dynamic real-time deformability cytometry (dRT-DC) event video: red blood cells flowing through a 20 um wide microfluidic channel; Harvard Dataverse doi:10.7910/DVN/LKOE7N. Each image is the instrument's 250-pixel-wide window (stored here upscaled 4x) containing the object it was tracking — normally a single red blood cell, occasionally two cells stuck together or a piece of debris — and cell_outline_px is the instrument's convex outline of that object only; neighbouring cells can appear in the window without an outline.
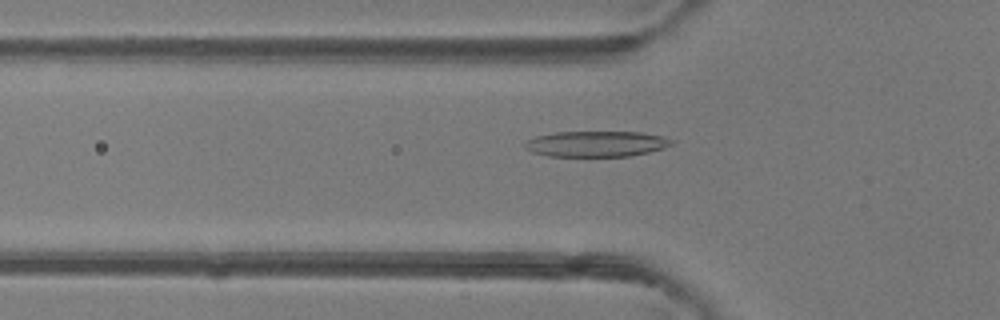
{"species": "common noctule bat (a hibernating species)", "species_latin": "Nyctalus noctula", "temperature_condition": "room temperature", "stored_images_in_passage": 40, "camera_frame_rate_fps": 3000, "um_per_image_px": 0.085, "animal": {"sex": "female"}, "frame": {"image": 1, "passage_image": 8, "time_ms": 2.333, "image_size_px": [1000, 320], "cell_outline_px": [[676, 140], [672, 144], [664, 148], [648, 152], [628, 156], [548, 156], [532, 152], [524, 148], [524, 144], [528, 140], [536, 136], [556, 132], [640, 132], [664, 136]], "centroid_in_image_um": [50.71, 12.22], "position_along_channel_um": 75.1, "area_um2": 22.02}}
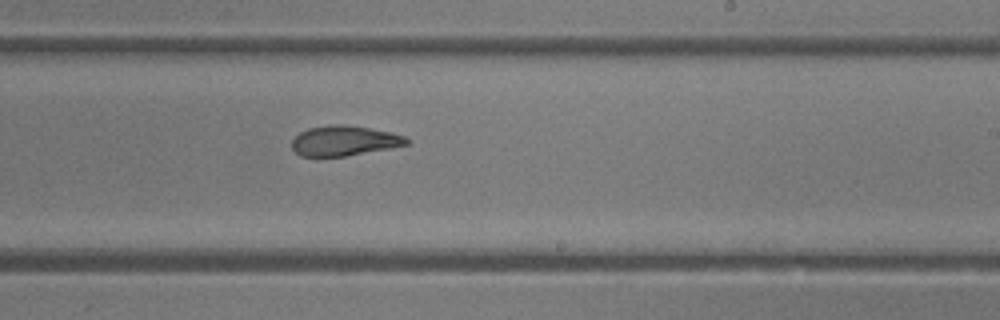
{"frame": {"image": 2, "passage_image": 21, "time_ms": 6.667, "image_size_px": [1000, 320], "cell_outline_px": [[408, 144], [388, 148], [344, 156], [300, 156], [292, 148], [292, 140], [300, 132], [308, 128], [332, 124], [344, 124], [392, 132], [404, 136], [408, 140]], "centroid_in_image_um": [29.23, 11.95], "position_along_channel_um": 259.8, "area_um2": 19.83}}
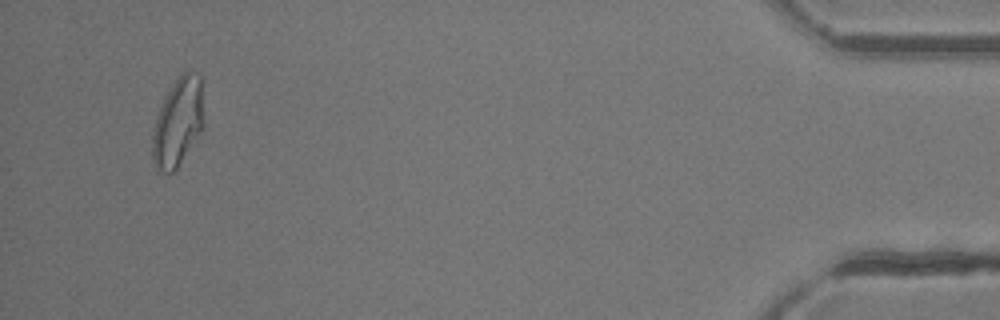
{"frame": {"image": 3, "passage_image": 38, "time_ms": 12.333, "image_size_px": [1000, 320], "cell_outline_px": [[204, 128], [176, 168], [172, 172], [156, 172], [152, 156], [152, 132], [156, 116], [168, 92], [176, 80], [184, 72], [188, 72], [200, 76], [204, 124]], "centroid_in_image_um": [15.11, 10.45], "position_along_channel_um": 420.1, "area_um2": 26.13}, "authors_computed_cell_mechanics": {"area_um2": 21.5594, "velocity_mm_per_s": 4.2369, "shape_relaxation_time_tau1_ms": 7.3544, "shape_relaxation_time_tau2_ms": 2.2845, "deformation_change_tau1": 0.2569, "deformation_change_tau2": 0.1024}}